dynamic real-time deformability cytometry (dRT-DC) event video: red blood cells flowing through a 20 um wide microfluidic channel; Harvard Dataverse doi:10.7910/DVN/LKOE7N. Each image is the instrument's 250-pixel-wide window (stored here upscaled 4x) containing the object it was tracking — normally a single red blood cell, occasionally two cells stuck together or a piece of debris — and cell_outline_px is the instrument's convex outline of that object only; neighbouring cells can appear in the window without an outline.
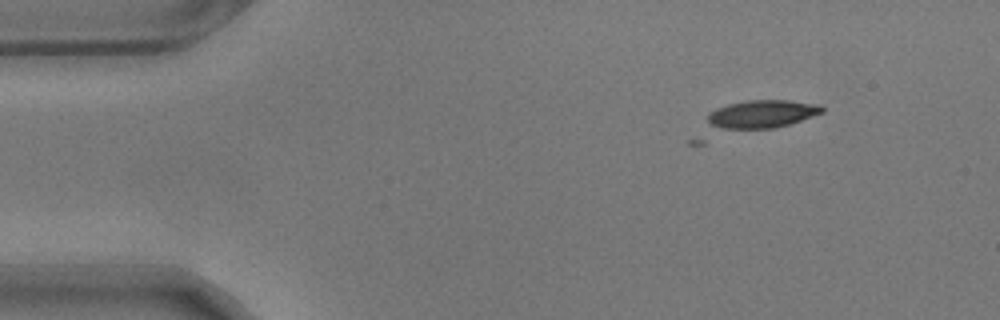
{"species": "common noctule bat (a hibernating species)", "species_latin": "Nyctalus noctula", "temperature_condition": "warm", "stored_images_in_passage": 4, "camera_frame_rate_fps": 3000, "um_per_image_px": 0.085, "animal": {"sex": "male", "body_mass_g": 17.9}, "frame": {"image": 1, "passage_image": 1, "time_ms": 0.0, "image_size_px": [1000, 320], "cell_outline_px": [[824, 112], [776, 128], [720, 128], [712, 124], [708, 120], [708, 112], [716, 108], [728, 104], [748, 100], [788, 100], [820, 104], [824, 108]], "centroid_in_image_um": [64.8, 9.67], "position_along_channel_um": 20.2, "area_um2": 18.38}}